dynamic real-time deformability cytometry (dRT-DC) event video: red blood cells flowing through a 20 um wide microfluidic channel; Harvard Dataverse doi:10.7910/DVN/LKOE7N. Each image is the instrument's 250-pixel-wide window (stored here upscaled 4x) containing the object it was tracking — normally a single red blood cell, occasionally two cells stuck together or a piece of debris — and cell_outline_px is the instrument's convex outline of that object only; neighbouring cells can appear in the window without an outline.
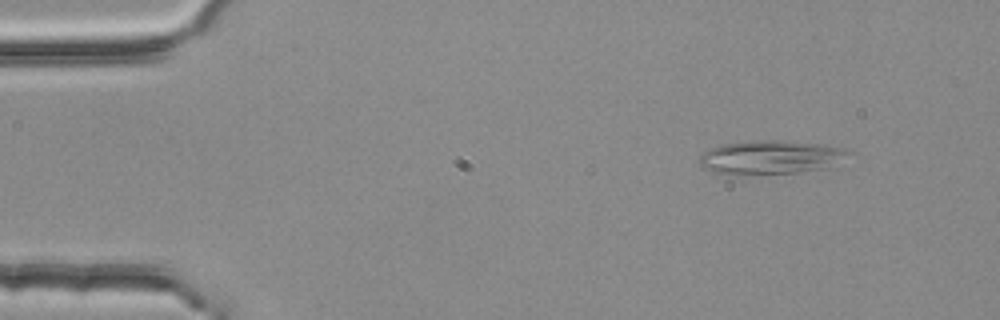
{"species": "common noctule bat (a hibernating species)", "species_latin": "Nyctalus noctula", "temperature_condition": "room temperature", "stored_images_in_passage": 4, "camera_frame_rate_fps": 3000, "um_per_image_px": 0.085, "animal": {"sex": "female", "body_mass_g": 25.1}, "frame": {"image": 1, "passage_image": 2, "time_ms": 0.333, "image_size_px": [1000, 320], "cell_outline_px": [[852, 152], [828, 168], [800, 172], [736, 176], [712, 172], [704, 168], [700, 164], [700, 156], [708, 148], [724, 144], [748, 140], [776, 140], [820, 144], [844, 148]], "centroid_in_image_um": [65.44, 13.38], "position_along_channel_um": 19.6, "area_um2": 29.65}}
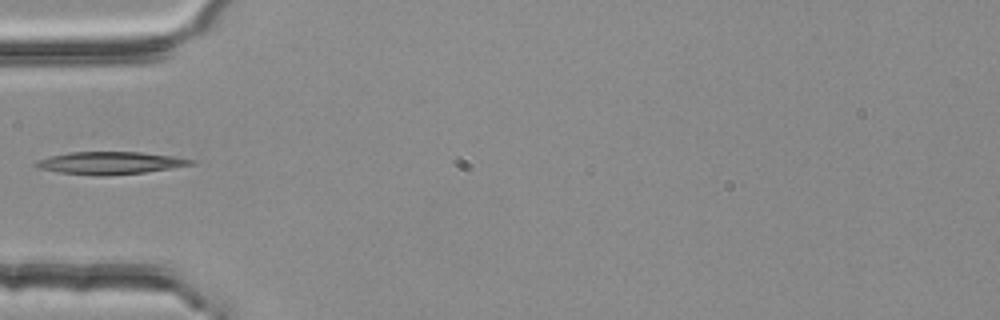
{"frame": {"image": 2, "passage_image": 4, "time_ms": 1.0, "image_size_px": [1000, 320], "cell_outline_px": [[196, 164], [144, 172], [104, 176], [96, 176], [60, 172], [36, 168], [32, 164], [36, 160], [48, 156], [68, 152], [140, 152], [172, 156], [196, 160]], "centroid_in_image_um": [9.3, 13.85], "position_along_channel_um": 75.7, "area_um2": 20.4}}